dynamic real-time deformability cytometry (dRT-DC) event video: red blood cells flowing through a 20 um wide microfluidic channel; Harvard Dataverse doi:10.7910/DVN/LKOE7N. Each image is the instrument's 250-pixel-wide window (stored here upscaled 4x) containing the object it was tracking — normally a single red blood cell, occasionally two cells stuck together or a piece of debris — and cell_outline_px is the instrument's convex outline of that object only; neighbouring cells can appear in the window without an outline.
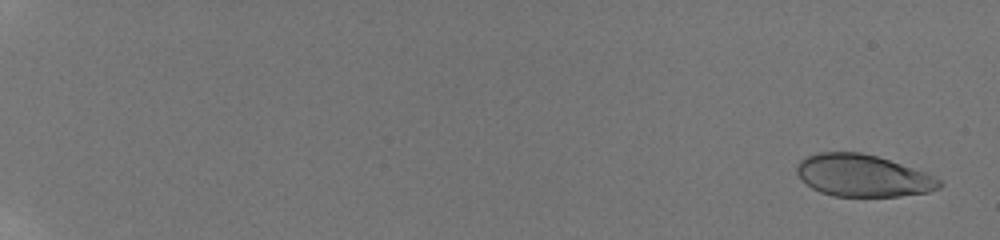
{"species": "human", "species_latin": "Homo sapiens", "temperature_condition": "room temperature", "stored_images_in_passage": 41, "camera_frame_rate_fps": 3000, "um_per_image_px": 0.085, "donor": {"sex": "male"}, "frame": {"image": 1, "passage_image": 1, "time_ms": 0.0, "image_size_px": [1000, 240], "cell_outline_px": [[944, 184], [940, 188], [928, 192], [900, 196], [832, 196], [820, 192], [812, 188], [796, 172], [796, 168], [800, 160], [816, 152], [860, 152], [876, 156], [924, 172], [940, 180]], "centroid_in_image_um": [73.33, 14.93], "position_along_channel_um": 11.7, "area_um2": 34.62}}
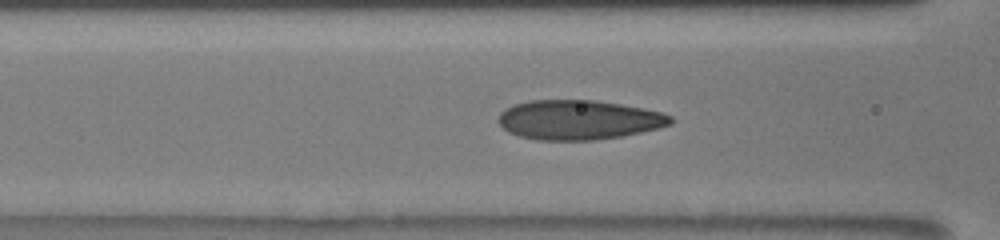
{"frame": {"image": 2, "passage_image": 15, "time_ms": 8.667, "image_size_px": [1000, 240], "cell_outline_px": [[672, 124], [640, 132], [620, 136], [592, 140], [536, 140], [520, 136], [508, 132], [496, 120], [500, 112], [504, 108], [512, 104], [528, 100], [596, 100], [644, 108], [660, 112], [672, 116]], "centroid_in_image_um": [49.13, 10.17], "position_along_channel_um": 117.5, "area_um2": 39.77}}
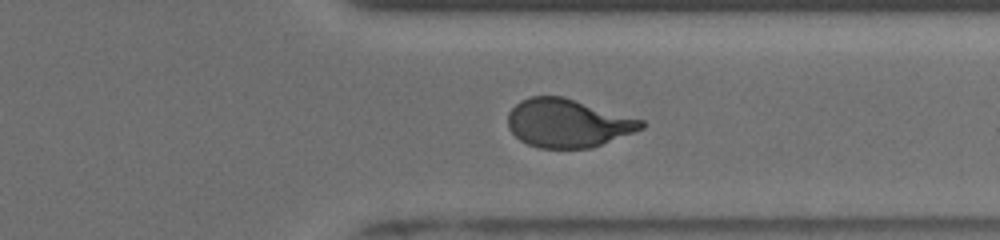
{"frame": {"image": 3, "passage_image": 32, "time_ms": 15.0, "image_size_px": [1000, 240], "cell_outline_px": [[644, 128], [592, 148], [540, 148], [528, 144], [520, 140], [508, 128], [508, 112], [520, 100], [532, 96], [564, 96], [644, 120]], "centroid_in_image_um": [48.26, 10.46], "position_along_channel_um": 363.1, "area_um2": 37.63}, "authors_computed_cell_mechanics": {"area_um2": 37.9746, "velocity_mm_per_s": 3.8929, "shape_relaxation_time_tau1_ms": 5.4251, "shape_relaxation_time_tau2_ms": null, "deformation_change_tau1": 0.194, "deformation_change_tau2": null}}